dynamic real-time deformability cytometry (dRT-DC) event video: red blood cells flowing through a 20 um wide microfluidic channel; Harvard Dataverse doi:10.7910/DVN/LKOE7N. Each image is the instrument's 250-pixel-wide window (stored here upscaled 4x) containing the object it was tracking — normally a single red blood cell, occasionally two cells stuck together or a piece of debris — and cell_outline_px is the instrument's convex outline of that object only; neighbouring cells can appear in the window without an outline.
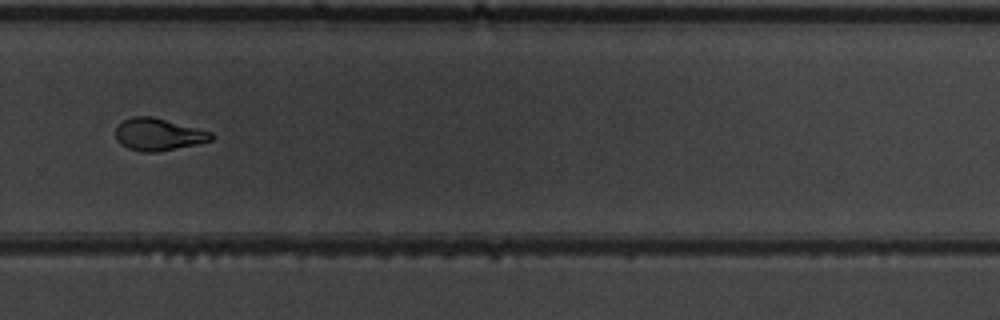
{"species": "common noctule bat (a hibernating species)", "species_latin": "Nyctalus noctula", "temperature_condition": "warm", "stored_images_in_passage": 39, "camera_frame_rate_fps": 3000, "um_per_image_px": 0.085, "animal": {"sex": "male", "body_mass_g": 19.5, "forearm_length_mm": 54.6}, "frame": {"image": 1, "passage_image": 23, "time_ms": 7.333, "image_size_px": [1000, 320], "cell_outline_px": [[212, 140], [196, 144], [156, 152], [144, 152], [128, 148], [120, 144], [116, 140], [116, 128], [124, 120], [132, 116], [152, 116], [212, 132]], "centroid_in_image_um": [13.43, 11.42], "position_along_channel_um": 316.4, "area_um2": 17.74}, "authors_computed_cell_mechanics": {"area_um2": 18.4382, "velocity_mm_per_s": 3.8528, "shape_relaxation_time_tau1_ms": 4.8655, "shape_relaxation_time_tau2_ms": 1.7259, "deformation_change_tau1": 0.1903, "deformation_change_tau2": 0.071}}